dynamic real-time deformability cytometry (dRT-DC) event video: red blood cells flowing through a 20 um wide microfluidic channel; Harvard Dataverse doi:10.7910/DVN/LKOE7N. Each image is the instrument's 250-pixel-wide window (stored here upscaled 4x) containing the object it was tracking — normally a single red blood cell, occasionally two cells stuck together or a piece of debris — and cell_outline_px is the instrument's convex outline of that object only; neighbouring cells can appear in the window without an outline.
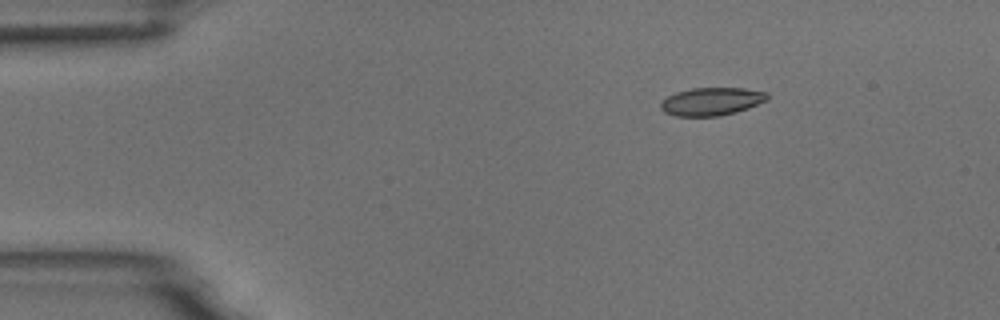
{"species": "common noctule bat (a hibernating species)", "species_latin": "Nyctalus noctula", "temperature_condition": "room temperature", "stored_images_in_passage": 15, "camera_frame_rate_fps": 3000, "um_per_image_px": 0.085, "animal": {"sex": "male", "body_mass_g": 18.8}, "frame": {"image": 1, "passage_image": 3, "time_ms": 0.667, "image_size_px": [1000, 320], "cell_outline_px": [[768, 100], [748, 108], [736, 112], [720, 116], [676, 116], [664, 112], [660, 108], [660, 104], [668, 96], [676, 92], [692, 88], [744, 88], [768, 92]], "centroid_in_image_um": [60.5, 8.62], "position_along_channel_um": 24.5, "area_um2": 17.4}}
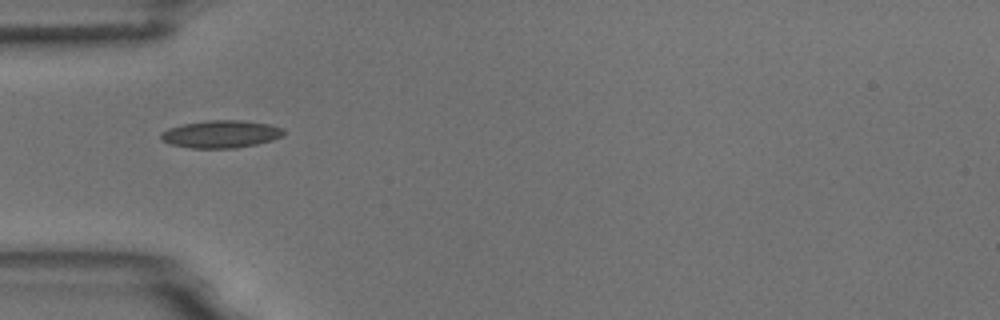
{"frame": {"image": 2, "passage_image": 5, "time_ms": 1.333, "image_size_px": [1000, 320], "cell_outline_px": [[284, 132], [280, 136], [272, 140], [256, 144], [236, 148], [192, 148], [172, 144], [160, 140], [160, 132], [168, 128], [180, 124], [208, 120], [244, 120], [268, 124], [284, 128]], "centroid_in_image_um": [18.74, 11.39], "position_along_channel_um": 66.3, "area_um2": 19.77}}
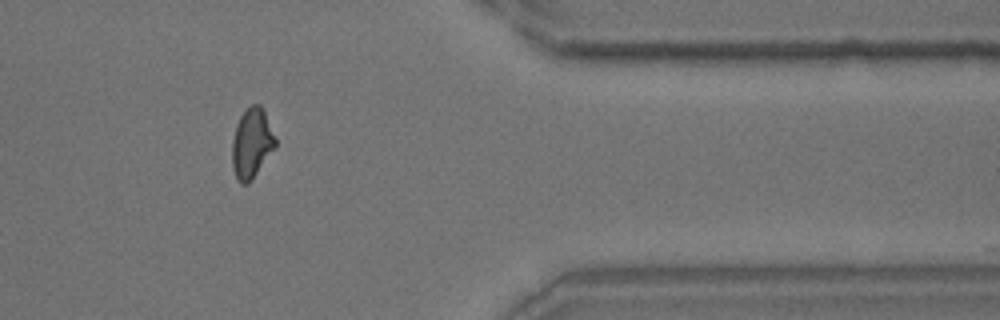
{"frame": {"image": 3, "passage_image": 13, "time_ms": 4.0, "image_size_px": [1000, 320], "cell_outline_px": [[276, 148], [252, 180], [248, 184], [240, 184], [236, 180], [232, 168], [232, 140], [236, 124], [240, 116], [252, 104], [260, 104], [276, 136]], "centroid_in_image_um": [21.4, 12.23], "position_along_channel_um": 390.0, "area_um2": 17.92}}